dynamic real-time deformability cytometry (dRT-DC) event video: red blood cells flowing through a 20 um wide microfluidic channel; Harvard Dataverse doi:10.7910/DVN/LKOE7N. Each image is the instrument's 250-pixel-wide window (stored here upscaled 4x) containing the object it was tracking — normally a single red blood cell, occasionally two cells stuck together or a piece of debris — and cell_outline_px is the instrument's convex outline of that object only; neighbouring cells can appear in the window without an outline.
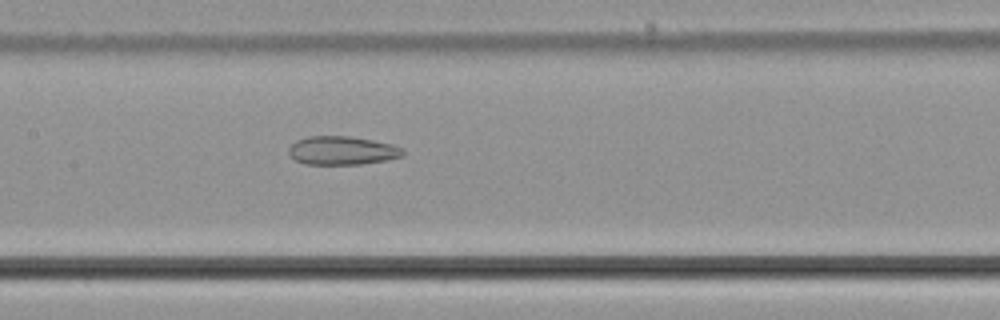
{"species": "common noctule bat (a hibernating species)", "species_latin": "Nyctalus noctula", "temperature_condition": "cold", "stored_images_in_passage": 27, "camera_frame_rate_fps": 3000, "um_per_image_px": 0.085, "animal": {"sex": "male", "body_mass_g": 21.5, "forearm_length_mm": 52.0}, "frame": {"image": 1, "passage_image": 23, "time_ms": 7.333, "image_size_px": [1000, 320], "cell_outline_px": [[404, 156], [388, 160], [360, 164], [304, 164], [296, 160], [288, 152], [288, 148], [296, 140], [308, 136], [352, 136], [392, 144], [400, 148], [404, 152]], "centroid_in_image_um": [29.08, 12.79], "position_along_channel_um": 178.3, "area_um2": 19.02}}